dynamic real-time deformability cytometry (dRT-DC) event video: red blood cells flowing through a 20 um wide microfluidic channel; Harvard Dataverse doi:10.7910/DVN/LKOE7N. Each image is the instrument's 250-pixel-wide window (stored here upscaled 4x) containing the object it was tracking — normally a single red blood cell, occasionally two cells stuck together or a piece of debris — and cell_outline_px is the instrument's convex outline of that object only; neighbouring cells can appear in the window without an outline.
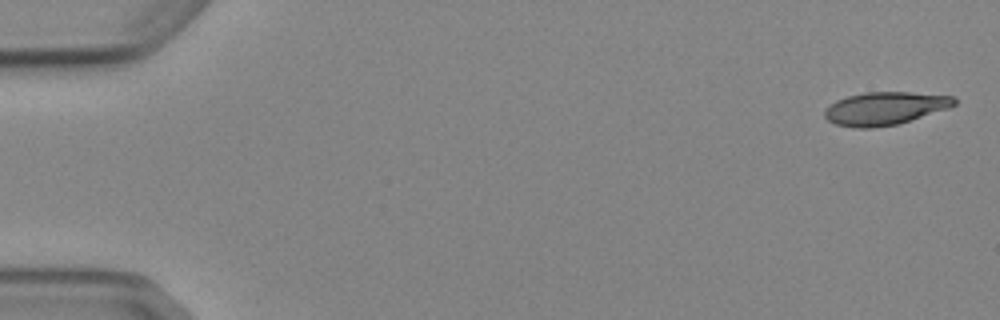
{"species": "Egyptian fruit bat (a non-hibernating species)", "species_latin": "Rousettus aegyptiacus", "temperature_condition": "cold", "stored_images_in_passage": 6, "segment_of_instrument_passage": [1, 2], "camera_frame_rate_fps": 3000, "um_per_image_px": 0.085, "animal": {"sex": "female"}, "frame": {"image": 1, "passage_image": 1, "time_ms": 0.0, "image_size_px": [1000, 320], "cell_outline_px": [[956, 104], [948, 108], [896, 124], [872, 128], [852, 128], [836, 124], [828, 120], [824, 116], [824, 112], [836, 100], [848, 96], [864, 92], [908, 92], [952, 96], [956, 100]], "centroid_in_image_um": [75.19, 9.21], "position_along_channel_um": 9.8, "area_um2": 24.57}}
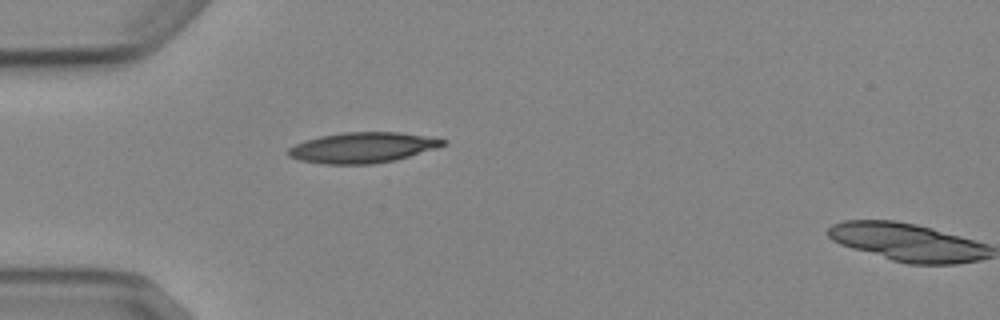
{"frame": {"image": 2, "passage_image": 5, "time_ms": 4.667, "image_size_px": [1000, 320], "cell_outline_px": [[448, 144], [436, 148], [396, 160], [372, 164], [324, 164], [300, 160], [288, 156], [284, 152], [288, 148], [304, 140], [320, 136], [344, 132], [400, 132], [448, 140]], "centroid_in_image_um": [30.8, 12.55], "position_along_channel_um": 54.2, "area_um2": 27.63}}